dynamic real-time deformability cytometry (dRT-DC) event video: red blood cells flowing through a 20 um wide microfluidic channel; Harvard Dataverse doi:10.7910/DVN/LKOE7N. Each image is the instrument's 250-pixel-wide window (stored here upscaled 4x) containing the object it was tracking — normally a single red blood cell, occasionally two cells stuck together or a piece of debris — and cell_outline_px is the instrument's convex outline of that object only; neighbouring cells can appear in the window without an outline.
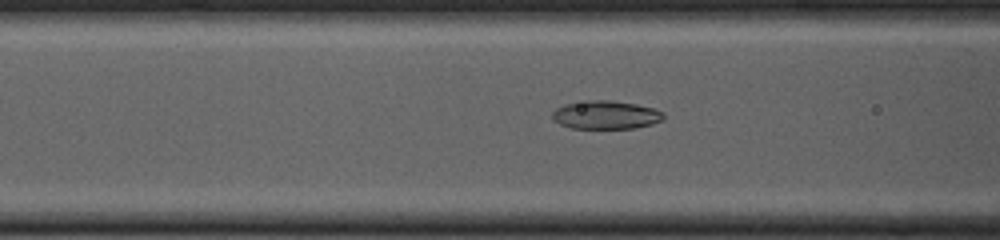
{"species": "common noctule bat (a hibernating species)", "species_latin": "Nyctalus noctula", "temperature_condition": "cold", "stored_images_in_passage": 42, "camera_frame_rate_fps": 3000, "um_per_image_px": 0.085, "animal": {"sex": "female", "body_mass_g": 23.0, "forearm_length_mm": 53.4}, "frame": {"image": 1, "passage_image": 10, "time_ms": 3.0, "image_size_px": [1000, 240], "cell_outline_px": [[664, 120], [652, 124], [636, 128], [572, 128], [560, 124], [552, 116], [552, 112], [556, 108], [564, 104], [588, 100], [608, 100], [636, 104], [652, 108], [664, 112]], "centroid_in_image_um": [51.52, 9.76], "position_along_channel_um": 115.1, "area_um2": 18.32}}
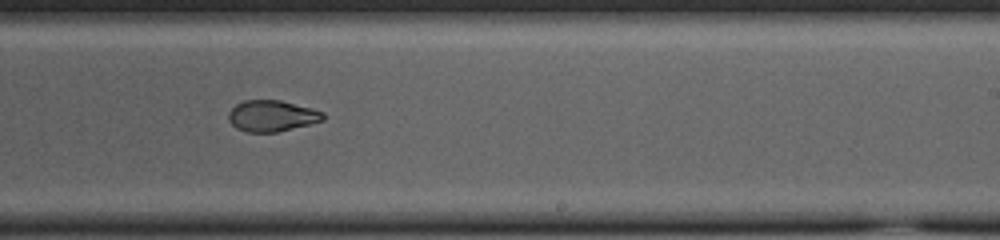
{"frame": {"image": 2, "passage_image": 22, "time_ms": 7.0, "image_size_px": [1000, 240], "cell_outline_px": [[324, 120], [276, 132], [248, 132], [236, 128], [228, 120], [228, 112], [236, 104], [244, 100], [280, 100], [312, 108], [324, 112]], "centroid_in_image_um": [23.09, 9.84], "position_along_channel_um": 265.9, "area_um2": 17.11}}
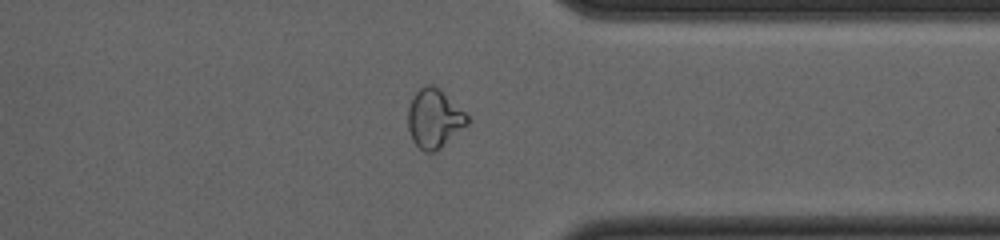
{"frame": {"image": 3, "passage_image": 31, "time_ms": 10.0, "image_size_px": [1000, 240], "cell_outline_px": [[468, 124], [440, 148], [432, 152], [424, 152], [412, 140], [408, 128], [408, 108], [412, 96], [420, 88], [428, 84], [432, 84], [440, 88], [468, 116]], "centroid_in_image_um": [36.89, 10.06], "position_along_channel_um": 374.5, "area_um2": 20.23}}